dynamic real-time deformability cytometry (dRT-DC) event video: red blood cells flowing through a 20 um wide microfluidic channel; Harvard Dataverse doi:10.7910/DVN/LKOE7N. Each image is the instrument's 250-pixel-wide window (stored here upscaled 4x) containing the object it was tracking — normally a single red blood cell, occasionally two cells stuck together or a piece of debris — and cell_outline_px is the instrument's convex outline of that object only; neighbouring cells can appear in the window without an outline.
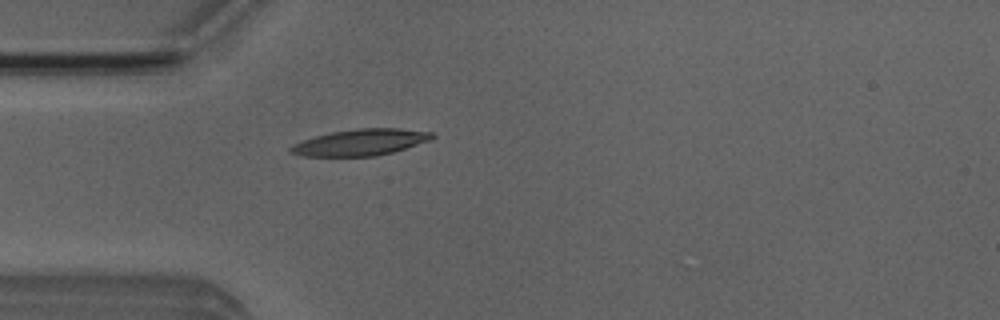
{"species": "Egyptian fruit bat (a non-hibernating species)", "species_latin": "Rousettus aegyptiacus", "temperature_condition": "room temperature", "stored_images_in_passage": 1, "camera_frame_rate_fps": 3000, "um_per_image_px": 0.085, "animal": {"sex": "male"}, "frame": {"image": 1, "passage_image": 1, "time_ms": 0.0, "image_size_px": [1000, 320], "cell_outline_px": [[436, 136], [432, 140], [392, 152], [376, 156], [304, 156], [288, 152], [288, 148], [292, 144], [316, 136], [332, 132], [356, 128], [400, 128], [436, 132]], "centroid_in_image_um": [30.69, 12.09], "position_along_channel_um": 54.3, "area_um2": 21.91}}